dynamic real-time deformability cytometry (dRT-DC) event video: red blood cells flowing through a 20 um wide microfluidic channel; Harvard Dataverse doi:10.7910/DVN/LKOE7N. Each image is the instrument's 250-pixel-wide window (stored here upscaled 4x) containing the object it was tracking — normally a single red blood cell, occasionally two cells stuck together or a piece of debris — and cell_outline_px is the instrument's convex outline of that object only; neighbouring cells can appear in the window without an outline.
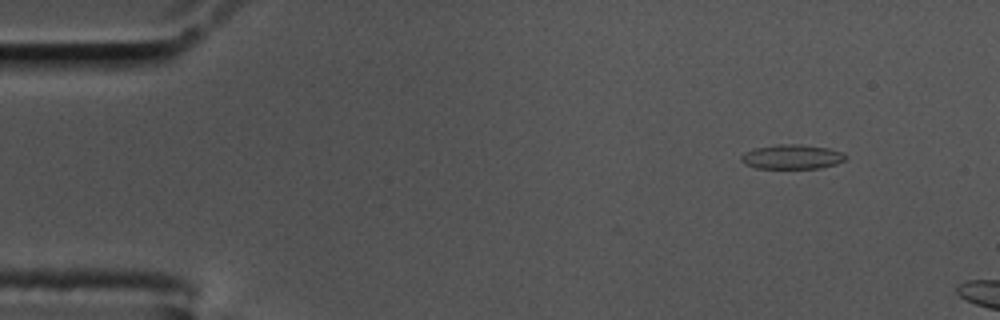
{"species": "common noctule bat (a hibernating species)", "species_latin": "Nyctalus noctula", "temperature_condition": "cold", "stored_images_in_passage": 5, "camera_frame_rate_fps": 3000, "um_per_image_px": 0.085, "animal": {"sex": "male", "body_mass_g": 17.5, "forearm_length_mm": 52.3}, "frame": {"image": 1, "passage_image": 1, "time_ms": 0.0, "image_size_px": [1000, 320], "cell_outline_px": [[848, 156], [844, 160], [836, 164], [820, 168], [756, 168], [744, 164], [740, 160], [740, 156], [744, 152], [756, 148], [776, 144], [800, 144], [828, 148], [844, 152]], "centroid_in_image_um": [67.32, 13.32], "position_along_channel_um": 17.7, "area_um2": 15.03}}